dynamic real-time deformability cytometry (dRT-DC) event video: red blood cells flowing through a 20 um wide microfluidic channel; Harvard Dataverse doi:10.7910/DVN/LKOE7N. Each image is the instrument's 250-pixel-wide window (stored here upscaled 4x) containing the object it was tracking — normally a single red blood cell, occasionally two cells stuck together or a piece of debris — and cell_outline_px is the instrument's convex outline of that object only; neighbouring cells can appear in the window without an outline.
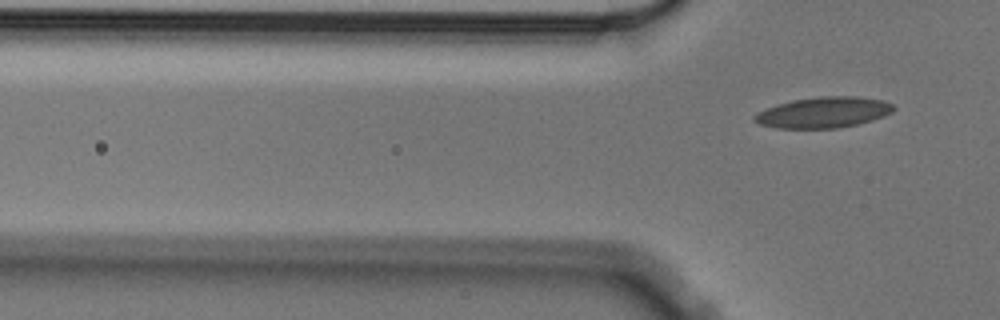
{"species": "Egyptian fruit bat (a non-hibernating species)", "species_latin": "Rousettus aegyptiacus", "temperature_condition": "cold", "stored_images_in_passage": 6, "segment_of_instrument_passage": [2, 2], "camera_frame_rate_fps": 3000, "um_per_image_px": 0.085, "animal": {"sex": "male"}, "frame": {"image": 1, "passage_image": 6, "time_ms": 1.667, "image_size_px": [1000, 320], "cell_outline_px": [[896, 108], [892, 112], [884, 116], [872, 120], [840, 128], [776, 128], [760, 124], [752, 120], [752, 116], [768, 108], [792, 100], [820, 96], [856, 96], [884, 100], [892, 104]], "centroid_in_image_um": [70.03, 9.55], "position_along_channel_um": 55.8, "area_um2": 24.91}}